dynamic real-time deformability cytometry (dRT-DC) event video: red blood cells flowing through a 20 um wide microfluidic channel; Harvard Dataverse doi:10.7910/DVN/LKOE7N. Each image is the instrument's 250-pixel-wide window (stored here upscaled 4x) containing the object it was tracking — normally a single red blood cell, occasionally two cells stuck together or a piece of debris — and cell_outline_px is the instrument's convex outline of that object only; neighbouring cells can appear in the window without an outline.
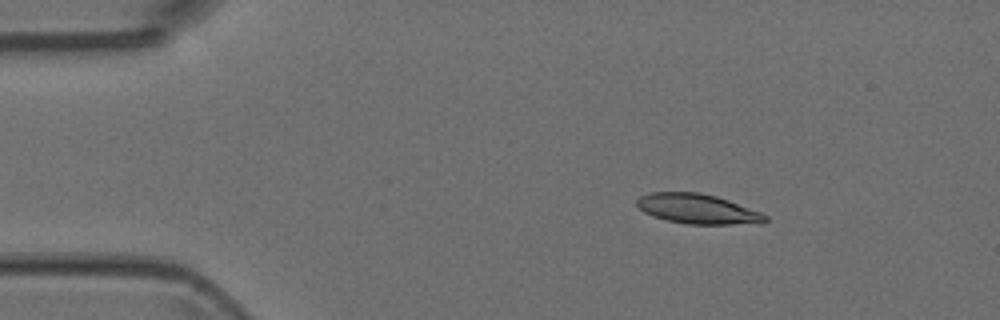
{"species": "Egyptian fruit bat (a non-hibernating species)", "species_latin": "Rousettus aegyptiacus", "temperature_condition": "room temperature", "stored_images_in_passage": 4, "camera_frame_rate_fps": 3000, "um_per_image_px": 0.085, "animal": {"sex": "female"}, "frame": {"image": 1, "passage_image": 2, "time_ms": 0.333, "image_size_px": [1000, 320], "cell_outline_px": [[768, 220], [764, 224], [684, 224], [664, 220], [652, 216], [644, 212], [636, 204], [636, 200], [640, 196], [652, 192], [700, 192], [716, 196], [728, 200], [760, 212], [768, 216]], "centroid_in_image_um": [59.31, 17.77], "position_along_channel_um": 25.7, "area_um2": 22.54}}
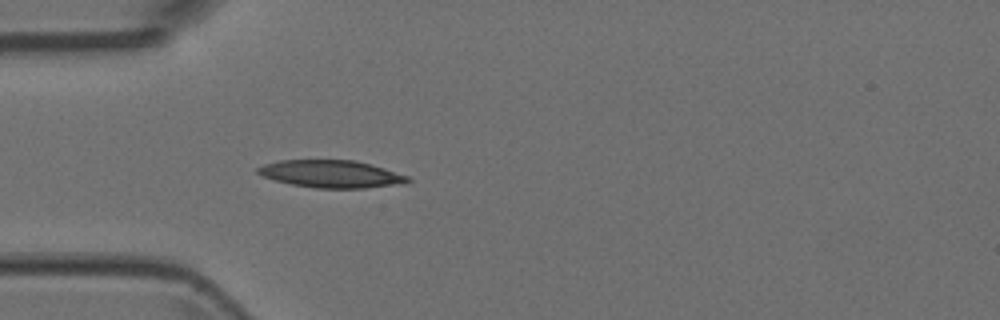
{"frame": {"image": 2, "passage_image": 4, "time_ms": 1.0, "image_size_px": [1000, 320], "cell_outline_px": [[412, 180], [392, 184], [364, 188], [316, 188], [292, 184], [276, 180], [264, 176], [256, 172], [256, 168], [264, 164], [280, 160], [356, 160], [384, 168], [408, 176]], "centroid_in_image_um": [28.1, 14.77], "position_along_channel_um": 56.9, "area_um2": 23.58}}